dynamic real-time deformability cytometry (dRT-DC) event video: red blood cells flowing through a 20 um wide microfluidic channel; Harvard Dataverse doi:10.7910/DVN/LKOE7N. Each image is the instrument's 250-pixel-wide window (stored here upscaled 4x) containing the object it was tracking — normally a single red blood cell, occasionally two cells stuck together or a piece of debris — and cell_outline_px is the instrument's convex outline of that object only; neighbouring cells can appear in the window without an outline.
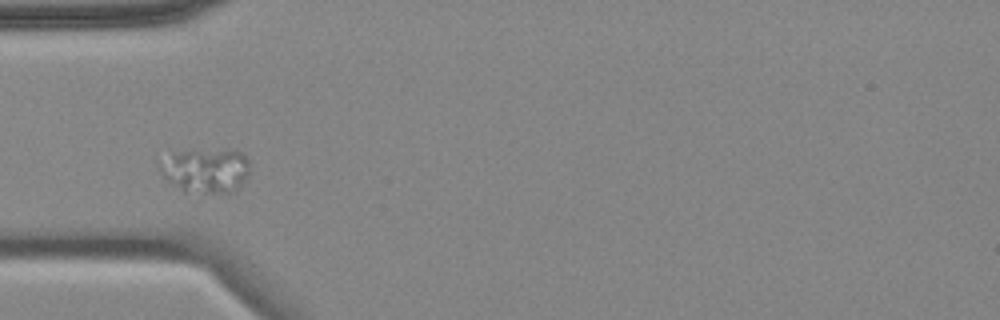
{"species": "common noctule bat (a hibernating species)", "species_latin": "Nyctalus noctula", "temperature_condition": "cold", "stored_images_in_passage": 7, "camera_frame_rate_fps": 3000, "um_per_image_px": 0.085, "animal": {"sex": "female", "body_mass_g": 18.4}, "frame": {"image": 1, "passage_image": 1, "time_ms": 0.0, "image_size_px": [1000, 320], "cell_outline_px": [[248, 172], [244, 180], [236, 192], [184, 192], [168, 180], [156, 168], [156, 160], [172, 152], [224, 148], [232, 148], [240, 152], [248, 160]], "centroid_in_image_um": [17.42, 14.44], "position_along_channel_um": 67.6, "area_um2": 23.93}}
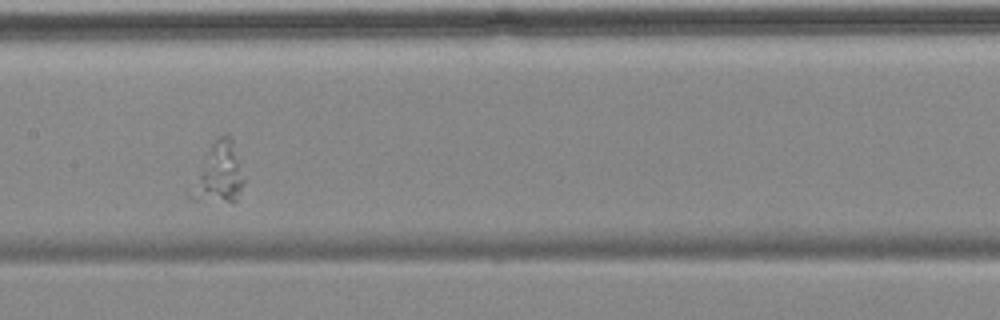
{"frame": {"image": 2, "passage_image": 4, "time_ms": 3.667, "image_size_px": [1000, 320], "cell_outline_px": [[244, 180], [240, 192], [236, 200], [232, 204], [192, 200], [188, 196], [212, 140], [224, 132], [228, 132], [232, 140]], "centroid_in_image_um": [18.6, 14.76], "position_along_channel_um": 188.8, "area_um2": 18.44}}
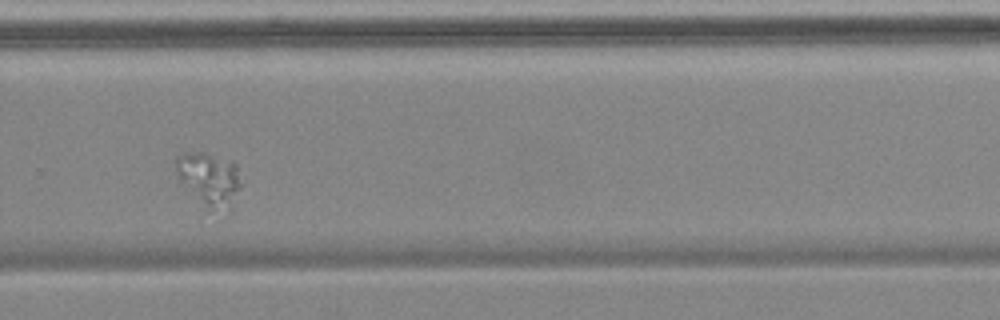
{"frame": {"image": 3, "passage_image": 7, "time_ms": 7.333, "image_size_px": [1000, 320], "cell_outline_px": [[244, 184], [240, 188], [212, 208], [180, 176], [176, 168], [176, 156], [180, 152], [204, 152], [232, 160], [236, 164]], "centroid_in_image_um": [17.79, 14.92], "position_along_channel_um": 312.0, "area_um2": 17.69}}